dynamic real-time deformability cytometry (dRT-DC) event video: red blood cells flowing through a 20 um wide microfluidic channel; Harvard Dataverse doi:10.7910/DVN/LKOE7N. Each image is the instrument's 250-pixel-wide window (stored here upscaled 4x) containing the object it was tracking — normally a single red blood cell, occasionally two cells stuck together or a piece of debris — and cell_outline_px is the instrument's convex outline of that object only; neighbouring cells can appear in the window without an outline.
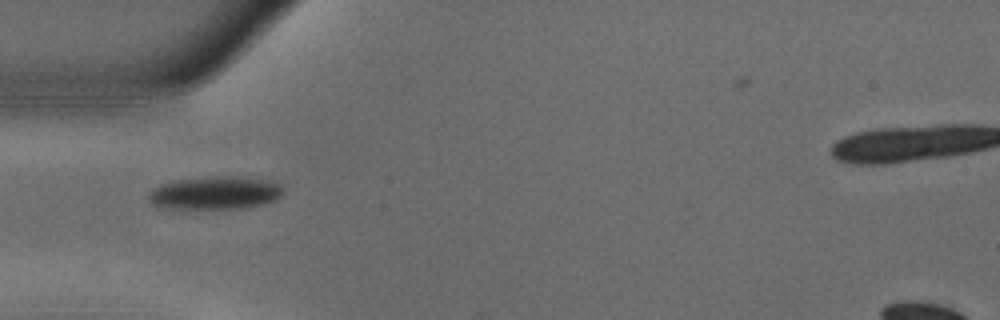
{"species": "common noctule bat (a hibernating species)", "species_latin": "Nyctalus noctula", "temperature_condition": "warm", "stored_images_in_passage": 35, "camera_frame_rate_fps": 3000, "um_per_image_px": 0.085, "animal": {"sex": "male", "body_mass_g": 18.8}, "frame": {"image": 1, "passage_image": 1, "time_ms": 0.0, "image_size_px": [1000, 320], "cell_outline_px": [[284, 192], [276, 200], [260, 204], [240, 208], [156, 208], [148, 200], [148, 196], [152, 188], [160, 184], [172, 180], [212, 176], [252, 176], [268, 180], [280, 184], [284, 188]], "centroid_in_image_um": [18.27, 16.37], "position_along_channel_um": 66.7, "area_um2": 26.36}}
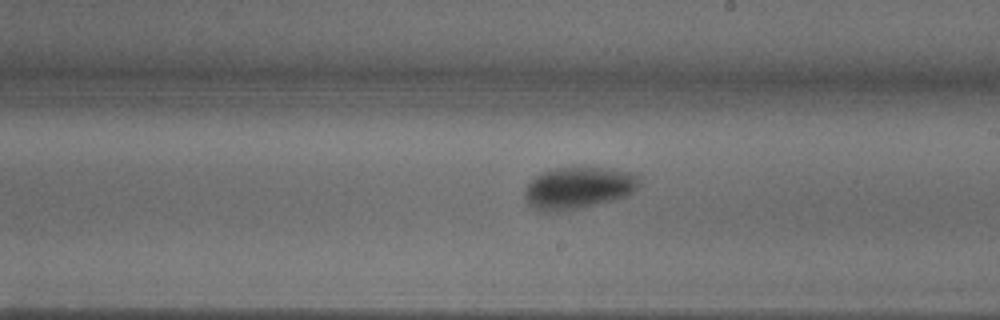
{"frame": {"image": 2, "passage_image": 15, "time_ms": 4.667, "image_size_px": [1000, 320], "cell_outline_px": [[640, 184], [628, 196], [580, 208], [560, 212], [540, 212], [532, 208], [528, 204], [524, 196], [524, 192], [528, 184], [536, 176], [544, 172], [556, 168], [604, 168], [632, 172], [640, 176]], "centroid_in_image_um": [49.15, 15.99], "position_along_channel_um": 239.8, "area_um2": 28.03}}
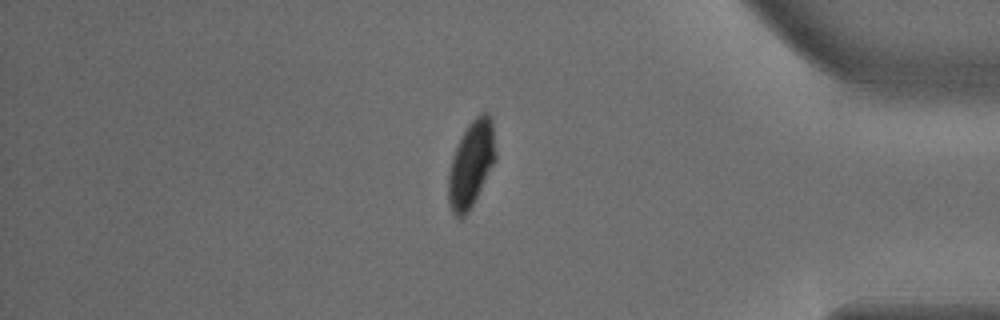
{"frame": {"image": 3, "passage_image": 30, "time_ms": 9.667, "image_size_px": [1000, 320], "cell_outline_px": [[496, 160], [468, 212], [460, 220], [452, 212], [448, 204], [448, 172], [456, 148], [468, 124], [480, 112], [488, 112], [492, 116], [496, 152]], "centroid_in_image_um": [40.06, 13.93], "position_along_channel_um": 395.1, "area_um2": 23.7}, "authors_computed_cell_mechanics": {"area_um2": 26.299, "velocity_mm_per_s": 3.6974, "shape_relaxation_time_tau1_ms": 2.8352, "shape_relaxation_time_tau2_ms": 7.8661, "deformation_change_tau1": 0.1333, "deformation_change_tau2": 0.0628}}